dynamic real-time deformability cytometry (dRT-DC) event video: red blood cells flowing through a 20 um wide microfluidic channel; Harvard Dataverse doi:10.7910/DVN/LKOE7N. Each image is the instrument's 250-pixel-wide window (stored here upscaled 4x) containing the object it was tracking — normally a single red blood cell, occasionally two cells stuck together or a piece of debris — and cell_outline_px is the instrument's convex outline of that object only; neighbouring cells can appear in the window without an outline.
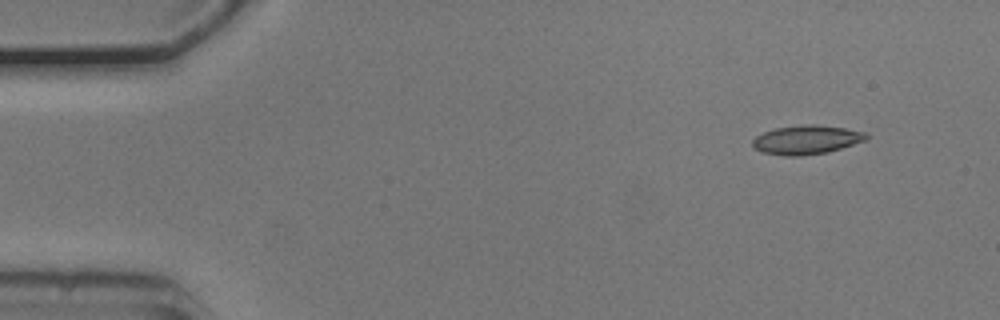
{"species": "common noctule bat (a hibernating species)", "species_latin": "Nyctalus noctula", "temperature_condition": "cold", "stored_images_in_passage": 50, "camera_frame_rate_fps": 3000, "um_per_image_px": 0.085, "animal": {"sex": "male", "body_mass_g": 20.5, "forearm_length_mm": 52.5}, "frame": {"image": 1, "passage_image": 1, "time_ms": 0.0, "image_size_px": [1000, 320], "cell_outline_px": [[868, 140], [828, 152], [800, 156], [784, 156], [764, 152], [756, 148], [752, 144], [752, 140], [756, 136], [764, 132], [776, 128], [804, 124], [816, 124], [844, 128], [864, 132], [868, 136]], "centroid_in_image_um": [68.57, 11.88], "position_along_channel_um": 16.4, "area_um2": 19.13}}
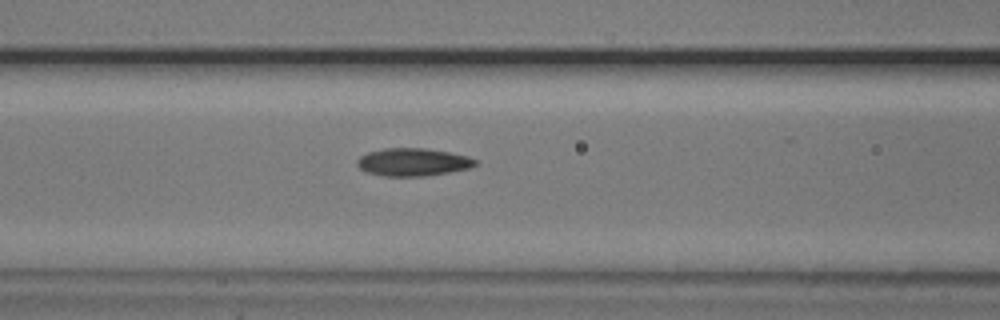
{"frame": {"image": 2, "passage_image": 18, "time_ms": 5.667, "image_size_px": [1000, 320], "cell_outline_px": [[476, 164], [468, 168], [448, 172], [424, 176], [384, 176], [364, 172], [356, 164], [356, 160], [360, 156], [368, 152], [384, 148], [424, 148], [448, 152], [468, 156], [476, 160]], "centroid_in_image_um": [35.04, 13.78], "position_along_channel_um": 131.6, "area_um2": 19.07}}
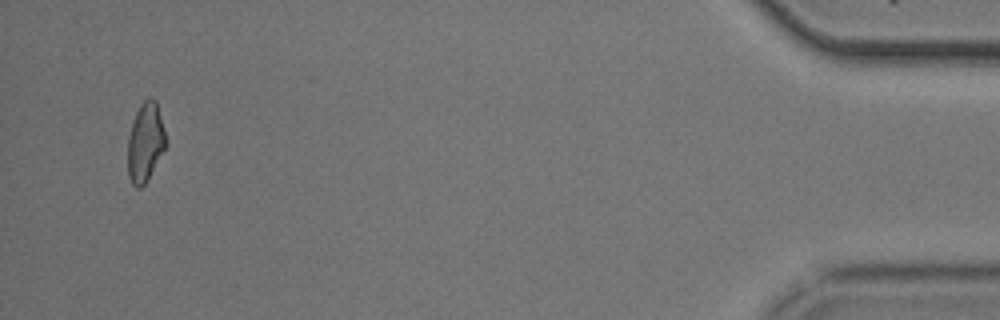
{"frame": {"image": 3, "passage_image": 48, "time_ms": 15.667, "image_size_px": [1000, 320], "cell_outline_px": [[168, 144], [144, 184], [140, 188], [136, 188], [132, 184], [128, 176], [128, 136], [136, 112], [140, 104], [148, 96], [156, 100]], "centroid_in_image_um": [12.36, 12.08], "position_along_channel_um": 422.8, "area_um2": 17.51}}